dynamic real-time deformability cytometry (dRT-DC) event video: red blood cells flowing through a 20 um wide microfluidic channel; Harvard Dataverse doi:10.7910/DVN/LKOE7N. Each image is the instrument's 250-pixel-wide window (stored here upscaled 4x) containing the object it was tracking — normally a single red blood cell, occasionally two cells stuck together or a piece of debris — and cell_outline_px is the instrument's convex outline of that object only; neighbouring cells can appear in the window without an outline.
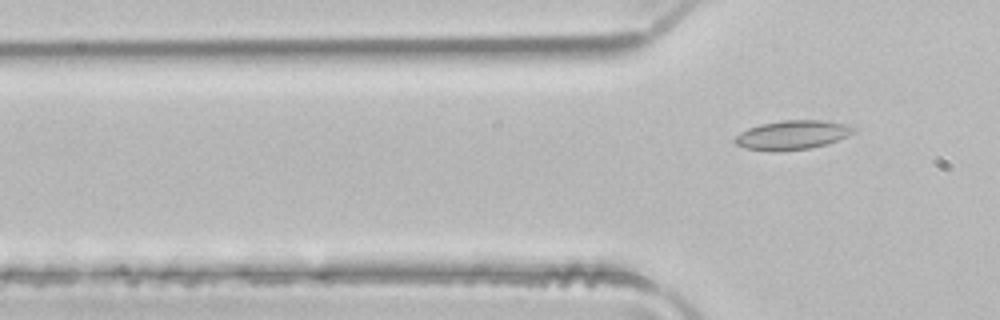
{"species": "common noctule bat (a hibernating species)", "species_latin": "Nyctalus noctula", "temperature_condition": "room temperature", "stored_images_in_passage": 2, "camera_frame_rate_fps": 3000, "um_per_image_px": 0.085, "animal": {"sex": "male", "body_mass_g": 21.5, "forearm_length_mm": 52.0}, "frame": {"image": 1, "passage_image": 2, "time_ms": 0.333, "image_size_px": [1000, 320], "cell_outline_px": [[856, 132], [848, 136], [824, 144], [808, 148], [744, 148], [736, 144], [732, 140], [740, 132], [748, 128], [760, 124], [784, 120], [824, 120], [848, 124], [856, 128]], "centroid_in_image_um": [67.4, 11.41], "position_along_channel_um": 58.4, "area_um2": 19.31}}